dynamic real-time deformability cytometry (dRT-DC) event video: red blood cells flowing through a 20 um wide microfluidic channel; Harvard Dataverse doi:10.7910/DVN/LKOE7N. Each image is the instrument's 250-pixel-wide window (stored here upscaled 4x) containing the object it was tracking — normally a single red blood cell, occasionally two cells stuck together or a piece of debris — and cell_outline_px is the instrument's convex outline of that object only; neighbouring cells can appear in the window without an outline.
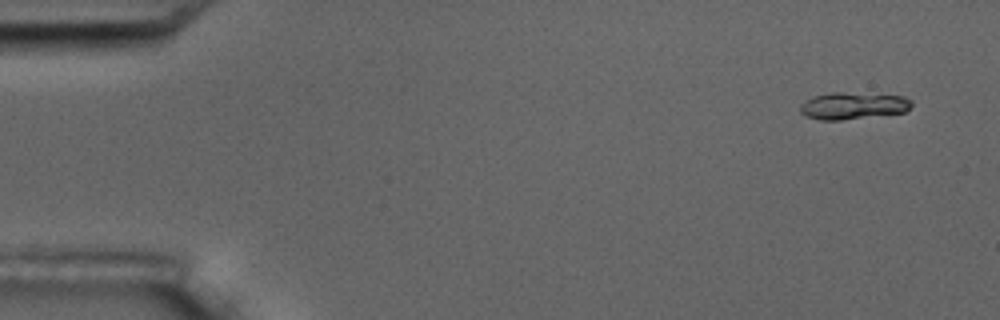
{"species": "common noctule bat (a hibernating species)", "species_latin": "Nyctalus noctula", "temperature_condition": "room temperature", "stored_images_in_passage": 5, "camera_frame_rate_fps": 3000, "um_per_image_px": 0.085, "animal": {"sex": "male", "body_mass_g": 17.5, "forearm_length_mm": 52.3}, "frame": {"image": 1, "passage_image": 1, "time_ms": 0.0, "image_size_px": [1000, 320], "cell_outline_px": [[912, 104], [904, 112], [840, 120], [820, 120], [808, 116], [800, 112], [800, 104], [816, 96], [832, 92], [840, 92], [904, 96], [912, 100]], "centroid_in_image_um": [72.52, 8.99], "position_along_channel_um": 12.5, "area_um2": 17.17}}
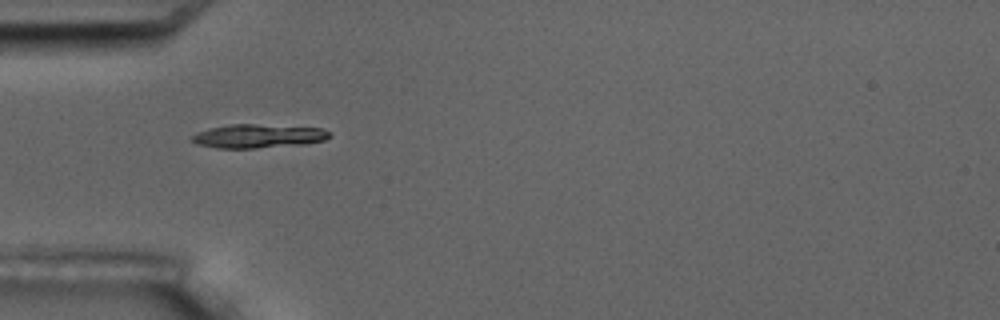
{"frame": {"image": 2, "passage_image": 5, "time_ms": 4.667, "image_size_px": [1000, 320], "cell_outline_px": [[332, 136], [324, 140], [304, 144], [256, 148], [216, 148], [196, 144], [192, 140], [192, 136], [196, 132], [212, 128], [232, 124], [256, 124], [324, 128], [332, 132]], "centroid_in_image_um": [21.99, 11.56], "position_along_channel_um": 63.0, "area_um2": 19.07}}